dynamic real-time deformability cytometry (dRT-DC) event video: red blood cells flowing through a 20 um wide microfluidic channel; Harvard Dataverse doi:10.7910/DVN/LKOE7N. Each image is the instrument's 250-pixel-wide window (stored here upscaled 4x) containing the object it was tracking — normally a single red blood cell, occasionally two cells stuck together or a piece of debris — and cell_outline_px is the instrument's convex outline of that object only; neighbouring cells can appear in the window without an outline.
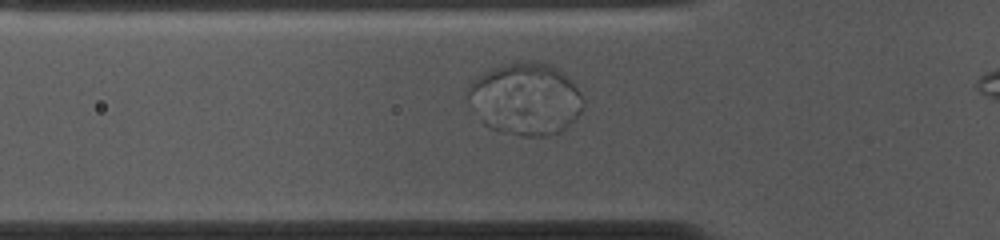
{"species": "common noctule bat (a hibernating species)", "species_latin": "Nyctalus noctula", "temperature_condition": "cold", "stored_images_in_passage": 33, "camera_frame_rate_fps": 3000, "um_per_image_px": 0.085, "animal": {"sex": "female", "body_mass_g": 10.0, "forearm_length_mm": 53.1}, "frame": {"image": 1, "passage_image": 10, "time_ms": 3.0, "image_size_px": [1000, 240], "cell_outline_px": [[584, 108], [560, 132], [544, 136], [520, 136], [512, 132], [468, 100], [464, 92], [468, 84], [472, 80], [484, 72], [492, 68], [504, 64], [520, 60], [532, 60], [552, 64], [564, 72], [580, 92], [584, 100]], "centroid_in_image_um": [44.8, 8.27], "position_along_channel_um": 81.0, "area_um2": 46.53}}
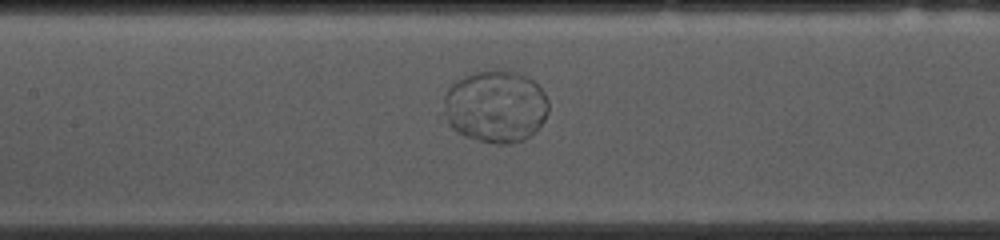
{"frame": {"image": 2, "passage_image": 17, "time_ms": 5.333, "image_size_px": [1000, 240], "cell_outline_px": [[548, 112], [544, 120], [524, 140], [508, 144], [496, 144], [464, 136], [456, 132], [448, 124], [444, 112], [444, 96], [448, 88], [456, 80], [464, 76], [480, 72], [512, 72], [524, 76], [532, 80], [544, 92], [548, 100]], "centroid_in_image_um": [42.1, 9.08], "position_along_channel_um": 165.3, "area_um2": 43.58}}
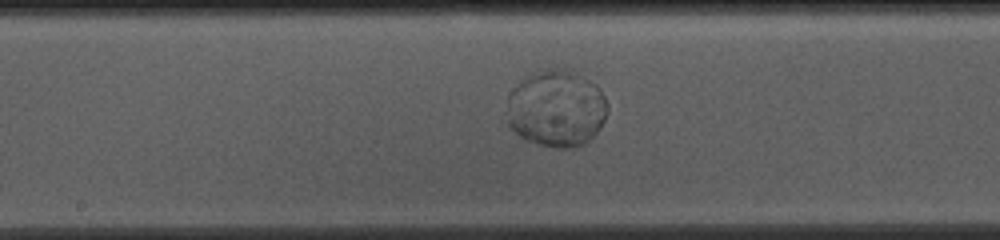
{"frame": {"image": 3, "passage_image": 20, "time_ms": 6.333, "image_size_px": [1000, 240], "cell_outline_px": [[608, 112], [600, 128], [584, 144], [576, 148], [556, 148], [524, 140], [508, 128], [508, 96], [512, 88], [540, 68], [548, 68], [564, 72], [588, 80], [596, 84], [600, 88], [608, 104]], "centroid_in_image_um": [47.28, 9.28], "position_along_channel_um": 200.9, "area_um2": 44.85}}